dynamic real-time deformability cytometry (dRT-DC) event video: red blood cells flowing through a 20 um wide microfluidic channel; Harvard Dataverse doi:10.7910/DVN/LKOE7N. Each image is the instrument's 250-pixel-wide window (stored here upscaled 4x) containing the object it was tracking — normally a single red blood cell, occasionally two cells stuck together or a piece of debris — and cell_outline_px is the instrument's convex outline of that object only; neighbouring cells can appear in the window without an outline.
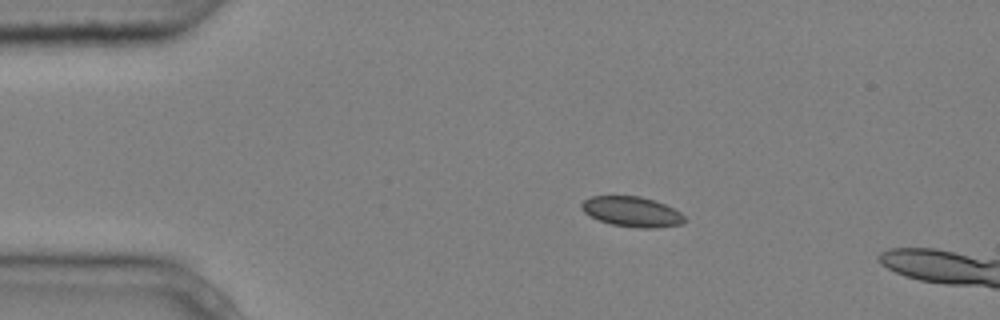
{"species": "common noctule bat (a hibernating species)", "species_latin": "Nyctalus noctula", "temperature_condition": "cold", "stored_images_in_passage": 5, "camera_frame_rate_fps": 3000, "um_per_image_px": 0.085, "animal": {"sex": "male", "body_mass_g": 20.4}, "frame": {"image": 1, "passage_image": 3, "time_ms": 0.667, "image_size_px": [1000, 320], "cell_outline_px": [[684, 220], [680, 224], [656, 228], [636, 228], [612, 224], [600, 220], [584, 212], [580, 208], [580, 204], [584, 200], [592, 196], [640, 196], [664, 204], [680, 212], [684, 216]], "centroid_in_image_um": [53.69, 17.99], "position_along_channel_um": 31.3, "area_um2": 17.86}}